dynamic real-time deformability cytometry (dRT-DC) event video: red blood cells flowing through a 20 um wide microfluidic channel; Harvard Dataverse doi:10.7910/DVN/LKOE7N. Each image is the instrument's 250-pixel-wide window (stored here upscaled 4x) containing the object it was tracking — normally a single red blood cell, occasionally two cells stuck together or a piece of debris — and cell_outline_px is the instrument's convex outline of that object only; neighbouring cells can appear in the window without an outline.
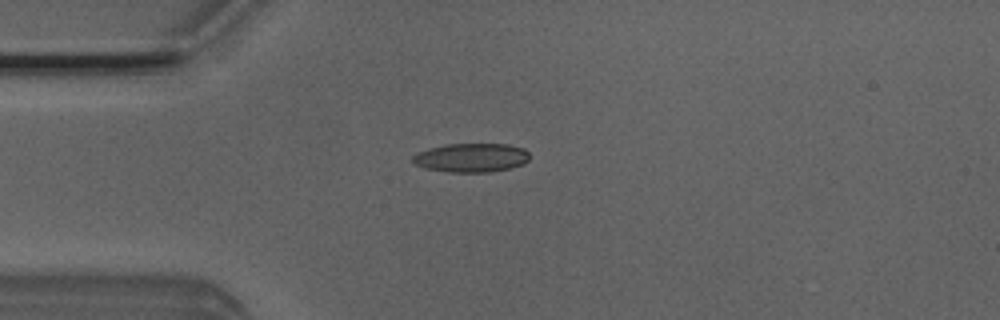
{"species": "Egyptian fruit bat (a non-hibernating species)", "species_latin": "Rousettus aegyptiacus", "temperature_condition": "room temperature", "stored_images_in_passage": 42, "camera_frame_rate_fps": 3000, "um_per_image_px": 0.085, "animal": {"sex": "male"}, "frame": {"image": 1, "passage_image": 7, "time_ms": 2.0, "image_size_px": [1000, 320], "cell_outline_px": [[528, 160], [524, 164], [512, 168], [488, 172], [448, 172], [424, 168], [416, 164], [412, 160], [412, 156], [416, 152], [428, 148], [444, 144], [508, 144], [524, 148], [528, 152]], "centroid_in_image_um": [40.05, 13.4], "position_along_channel_um": 45.0, "area_um2": 19.88}}
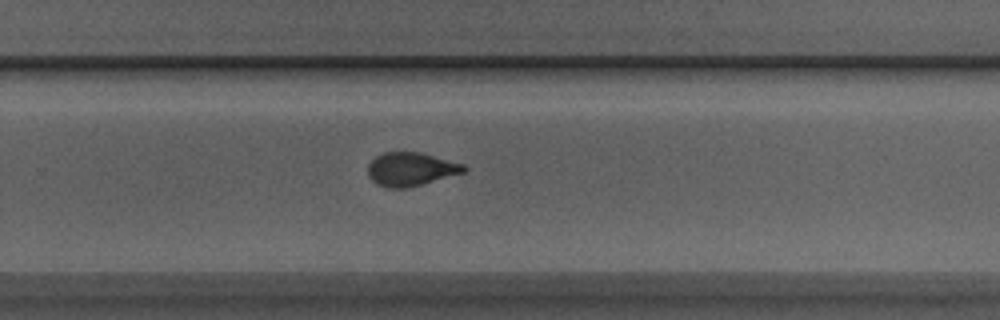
{"frame": {"image": 2, "passage_image": 27, "time_ms": 8.667, "image_size_px": [1000, 320], "cell_outline_px": [[468, 168], [464, 172], [408, 188], [388, 188], [376, 184], [368, 176], [368, 164], [376, 156], [384, 152], [420, 152], [464, 164]], "centroid_in_image_um": [34.9, 14.38], "position_along_channel_um": 294.9, "area_um2": 18.73}}
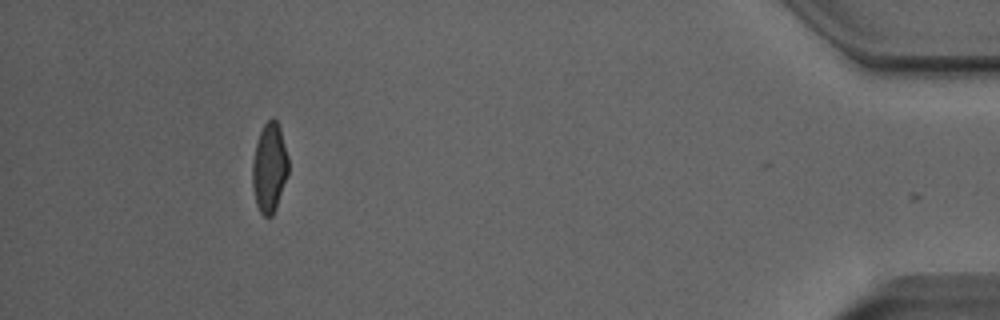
{"frame": {"image": 3, "passage_image": 41, "time_ms": 13.333, "image_size_px": [1000, 320], "cell_outline_px": [[288, 172], [276, 208], [272, 216], [264, 216], [260, 212], [256, 204], [252, 184], [252, 160], [256, 144], [260, 132], [264, 124], [272, 116], [276, 120], [280, 128], [288, 156]], "centroid_in_image_um": [22.89, 14.24], "position_along_channel_um": 412.3, "area_um2": 18.67}, "authors_computed_cell_mechanics": {"area_um2": 19.2185, "velocity_mm_per_s": 3.9823, "shape_relaxation_time_tau1_ms": 4.3071, "shape_relaxation_time_tau2_ms": 1.1172, "deformation_change_tau1": 0.1535, "deformation_change_tau2": 0.0795}}